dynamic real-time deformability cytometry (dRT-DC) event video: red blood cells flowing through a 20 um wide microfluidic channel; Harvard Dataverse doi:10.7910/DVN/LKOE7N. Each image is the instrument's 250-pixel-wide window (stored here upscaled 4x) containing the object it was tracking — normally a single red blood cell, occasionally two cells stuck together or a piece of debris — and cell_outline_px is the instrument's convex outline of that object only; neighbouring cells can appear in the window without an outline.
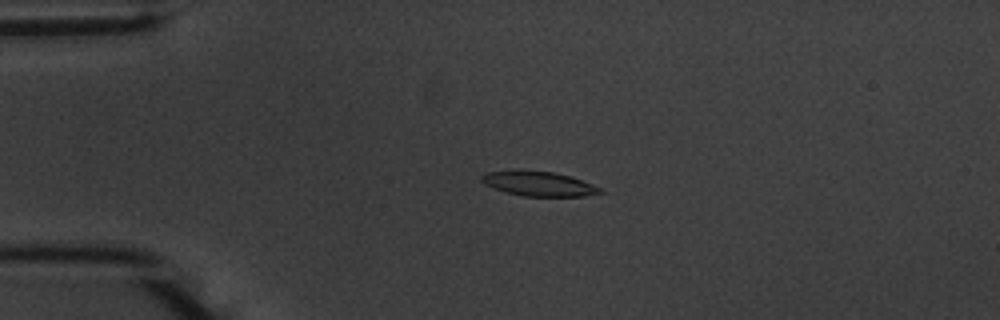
{"species": "common noctule bat (a hibernating species)", "species_latin": "Nyctalus noctula", "temperature_condition": "warm", "stored_images_in_passage": 47, "camera_frame_rate_fps": 3000, "um_per_image_px": 0.085, "animal": {"sex": "male", "body_mass_g": 20.1, "forearm_length_mm": 53.5}, "frame": {"image": 1, "passage_image": 5, "time_ms": 1.333, "image_size_px": [1000, 320], "cell_outline_px": [[604, 192], [584, 196], [524, 196], [504, 192], [492, 188], [484, 184], [480, 180], [480, 176], [484, 172], [512, 168], [556, 172], [580, 180], [600, 188]], "centroid_in_image_um": [45.64, 15.58], "position_along_channel_um": 39.4, "area_um2": 17.46}}
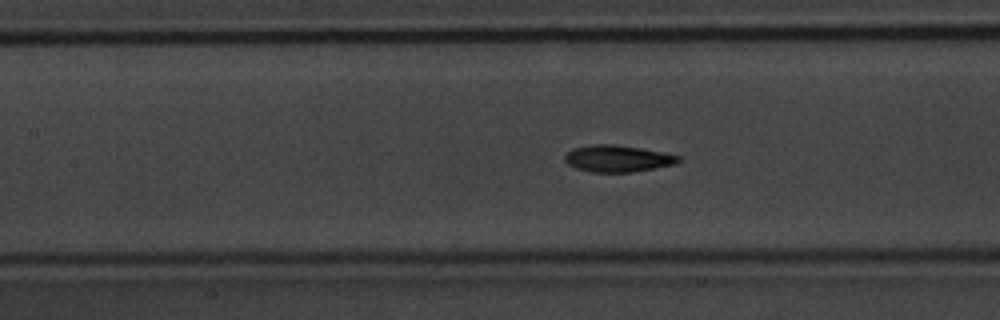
{"frame": {"image": 2, "passage_image": 17, "time_ms": 5.333, "image_size_px": [1000, 320], "cell_outline_px": [[680, 160], [676, 164], [632, 172], [592, 172], [576, 168], [568, 164], [564, 160], [564, 156], [572, 148], [592, 144], [612, 144], [640, 148], [680, 156]], "centroid_in_image_um": [52.46, 13.48], "position_along_channel_um": 154.9, "area_um2": 17.57}}
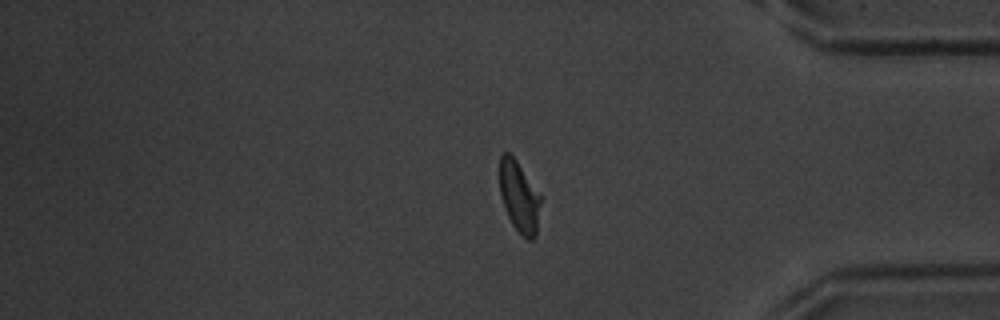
{"frame": {"image": 3, "passage_image": 38, "time_ms": 12.333, "image_size_px": [1000, 320], "cell_outline_px": [[540, 204], [536, 236], [532, 240], [528, 240], [512, 224], [504, 208], [500, 196], [500, 156], [504, 152], [508, 152], [516, 160], [540, 196]], "centroid_in_image_um": [44.11, 16.74], "position_along_channel_um": 391.1, "area_um2": 16.59}, "authors_computed_cell_mechanics": {"area_um2": 17.34, "velocity_mm_per_s": 3.6738, "shape_relaxation_time_tau1_ms": 3.5121, "shape_relaxation_time_tau2_ms": 1.859, "deformation_change_tau1": 0.1956, "deformation_change_tau2": 0.094}}